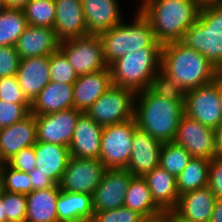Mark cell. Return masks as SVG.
Listing matches in <instances>:
<instances>
[{
  "mask_svg": "<svg viewBox=\"0 0 222 222\" xmlns=\"http://www.w3.org/2000/svg\"><path fill=\"white\" fill-rule=\"evenodd\" d=\"M49 62L50 56L20 59L16 77L24 96L30 103L51 81Z\"/></svg>",
  "mask_w": 222,
  "mask_h": 222,
  "instance_id": "21",
  "label": "cell"
},
{
  "mask_svg": "<svg viewBox=\"0 0 222 222\" xmlns=\"http://www.w3.org/2000/svg\"><path fill=\"white\" fill-rule=\"evenodd\" d=\"M61 40L53 28L28 25L15 45L20 59L50 56L60 48Z\"/></svg>",
  "mask_w": 222,
  "mask_h": 222,
  "instance_id": "18",
  "label": "cell"
},
{
  "mask_svg": "<svg viewBox=\"0 0 222 222\" xmlns=\"http://www.w3.org/2000/svg\"><path fill=\"white\" fill-rule=\"evenodd\" d=\"M2 200L3 204L5 205V214L7 221L26 220V194L10 193L2 190Z\"/></svg>",
  "mask_w": 222,
  "mask_h": 222,
  "instance_id": "37",
  "label": "cell"
},
{
  "mask_svg": "<svg viewBox=\"0 0 222 222\" xmlns=\"http://www.w3.org/2000/svg\"><path fill=\"white\" fill-rule=\"evenodd\" d=\"M135 118L103 127L99 160L106 169H125L131 155Z\"/></svg>",
  "mask_w": 222,
  "mask_h": 222,
  "instance_id": "8",
  "label": "cell"
},
{
  "mask_svg": "<svg viewBox=\"0 0 222 222\" xmlns=\"http://www.w3.org/2000/svg\"><path fill=\"white\" fill-rule=\"evenodd\" d=\"M36 143V117L30 112L22 120L0 129V164L6 163L21 149Z\"/></svg>",
  "mask_w": 222,
  "mask_h": 222,
  "instance_id": "15",
  "label": "cell"
},
{
  "mask_svg": "<svg viewBox=\"0 0 222 222\" xmlns=\"http://www.w3.org/2000/svg\"><path fill=\"white\" fill-rule=\"evenodd\" d=\"M162 142L151 137L147 132L136 128L132 138L131 155L127 169L133 176L143 177L159 166Z\"/></svg>",
  "mask_w": 222,
  "mask_h": 222,
  "instance_id": "16",
  "label": "cell"
},
{
  "mask_svg": "<svg viewBox=\"0 0 222 222\" xmlns=\"http://www.w3.org/2000/svg\"><path fill=\"white\" fill-rule=\"evenodd\" d=\"M208 187L216 198H222V159L214 157L210 160Z\"/></svg>",
  "mask_w": 222,
  "mask_h": 222,
  "instance_id": "43",
  "label": "cell"
},
{
  "mask_svg": "<svg viewBox=\"0 0 222 222\" xmlns=\"http://www.w3.org/2000/svg\"><path fill=\"white\" fill-rule=\"evenodd\" d=\"M28 25L54 28V0H31L23 9Z\"/></svg>",
  "mask_w": 222,
  "mask_h": 222,
  "instance_id": "33",
  "label": "cell"
},
{
  "mask_svg": "<svg viewBox=\"0 0 222 222\" xmlns=\"http://www.w3.org/2000/svg\"><path fill=\"white\" fill-rule=\"evenodd\" d=\"M30 110L31 104H15L0 100V129L22 120Z\"/></svg>",
  "mask_w": 222,
  "mask_h": 222,
  "instance_id": "38",
  "label": "cell"
},
{
  "mask_svg": "<svg viewBox=\"0 0 222 222\" xmlns=\"http://www.w3.org/2000/svg\"><path fill=\"white\" fill-rule=\"evenodd\" d=\"M106 170L99 159L70 157L59 183L60 190L93 196Z\"/></svg>",
  "mask_w": 222,
  "mask_h": 222,
  "instance_id": "11",
  "label": "cell"
},
{
  "mask_svg": "<svg viewBox=\"0 0 222 222\" xmlns=\"http://www.w3.org/2000/svg\"><path fill=\"white\" fill-rule=\"evenodd\" d=\"M172 212L161 210L155 214L141 217L139 222H172Z\"/></svg>",
  "mask_w": 222,
  "mask_h": 222,
  "instance_id": "45",
  "label": "cell"
},
{
  "mask_svg": "<svg viewBox=\"0 0 222 222\" xmlns=\"http://www.w3.org/2000/svg\"><path fill=\"white\" fill-rule=\"evenodd\" d=\"M192 157L212 160L216 157L214 130L183 114L173 141Z\"/></svg>",
  "mask_w": 222,
  "mask_h": 222,
  "instance_id": "12",
  "label": "cell"
},
{
  "mask_svg": "<svg viewBox=\"0 0 222 222\" xmlns=\"http://www.w3.org/2000/svg\"><path fill=\"white\" fill-rule=\"evenodd\" d=\"M177 1V0H176ZM179 1H185V2H195L194 0H179Z\"/></svg>",
  "mask_w": 222,
  "mask_h": 222,
  "instance_id": "55",
  "label": "cell"
},
{
  "mask_svg": "<svg viewBox=\"0 0 222 222\" xmlns=\"http://www.w3.org/2000/svg\"><path fill=\"white\" fill-rule=\"evenodd\" d=\"M124 206L137 212L142 217L161 211L152 198L146 180L141 176H133L130 180L124 198Z\"/></svg>",
  "mask_w": 222,
  "mask_h": 222,
  "instance_id": "29",
  "label": "cell"
},
{
  "mask_svg": "<svg viewBox=\"0 0 222 222\" xmlns=\"http://www.w3.org/2000/svg\"><path fill=\"white\" fill-rule=\"evenodd\" d=\"M143 178L147 182L156 205L161 210L173 211L179 199L176 177L157 166Z\"/></svg>",
  "mask_w": 222,
  "mask_h": 222,
  "instance_id": "26",
  "label": "cell"
},
{
  "mask_svg": "<svg viewBox=\"0 0 222 222\" xmlns=\"http://www.w3.org/2000/svg\"><path fill=\"white\" fill-rule=\"evenodd\" d=\"M76 222H95L93 219H84Z\"/></svg>",
  "mask_w": 222,
  "mask_h": 222,
  "instance_id": "54",
  "label": "cell"
},
{
  "mask_svg": "<svg viewBox=\"0 0 222 222\" xmlns=\"http://www.w3.org/2000/svg\"><path fill=\"white\" fill-rule=\"evenodd\" d=\"M20 57L15 46H0V78L15 76Z\"/></svg>",
  "mask_w": 222,
  "mask_h": 222,
  "instance_id": "41",
  "label": "cell"
},
{
  "mask_svg": "<svg viewBox=\"0 0 222 222\" xmlns=\"http://www.w3.org/2000/svg\"><path fill=\"white\" fill-rule=\"evenodd\" d=\"M162 48H141L114 61L110 66L112 84L135 93L150 88L161 69Z\"/></svg>",
  "mask_w": 222,
  "mask_h": 222,
  "instance_id": "5",
  "label": "cell"
},
{
  "mask_svg": "<svg viewBox=\"0 0 222 222\" xmlns=\"http://www.w3.org/2000/svg\"><path fill=\"white\" fill-rule=\"evenodd\" d=\"M31 0H5L7 8L23 9Z\"/></svg>",
  "mask_w": 222,
  "mask_h": 222,
  "instance_id": "48",
  "label": "cell"
},
{
  "mask_svg": "<svg viewBox=\"0 0 222 222\" xmlns=\"http://www.w3.org/2000/svg\"><path fill=\"white\" fill-rule=\"evenodd\" d=\"M141 215L131 209L122 206L114 210L94 212L95 222H139Z\"/></svg>",
  "mask_w": 222,
  "mask_h": 222,
  "instance_id": "40",
  "label": "cell"
},
{
  "mask_svg": "<svg viewBox=\"0 0 222 222\" xmlns=\"http://www.w3.org/2000/svg\"><path fill=\"white\" fill-rule=\"evenodd\" d=\"M0 189L10 193L28 194L32 192V182L28 173L0 164Z\"/></svg>",
  "mask_w": 222,
  "mask_h": 222,
  "instance_id": "34",
  "label": "cell"
},
{
  "mask_svg": "<svg viewBox=\"0 0 222 222\" xmlns=\"http://www.w3.org/2000/svg\"><path fill=\"white\" fill-rule=\"evenodd\" d=\"M132 177L127 169H107L92 196L94 212L124 206V198Z\"/></svg>",
  "mask_w": 222,
  "mask_h": 222,
  "instance_id": "14",
  "label": "cell"
},
{
  "mask_svg": "<svg viewBox=\"0 0 222 222\" xmlns=\"http://www.w3.org/2000/svg\"><path fill=\"white\" fill-rule=\"evenodd\" d=\"M59 49L65 54L78 75L93 73L108 67L98 35L63 40Z\"/></svg>",
  "mask_w": 222,
  "mask_h": 222,
  "instance_id": "10",
  "label": "cell"
},
{
  "mask_svg": "<svg viewBox=\"0 0 222 222\" xmlns=\"http://www.w3.org/2000/svg\"><path fill=\"white\" fill-rule=\"evenodd\" d=\"M28 174L32 182V191L49 189L57 185L52 179L48 178L42 172H39L37 168Z\"/></svg>",
  "mask_w": 222,
  "mask_h": 222,
  "instance_id": "44",
  "label": "cell"
},
{
  "mask_svg": "<svg viewBox=\"0 0 222 222\" xmlns=\"http://www.w3.org/2000/svg\"><path fill=\"white\" fill-rule=\"evenodd\" d=\"M6 9L5 0H0V12L5 11Z\"/></svg>",
  "mask_w": 222,
  "mask_h": 222,
  "instance_id": "52",
  "label": "cell"
},
{
  "mask_svg": "<svg viewBox=\"0 0 222 222\" xmlns=\"http://www.w3.org/2000/svg\"><path fill=\"white\" fill-rule=\"evenodd\" d=\"M135 92L112 85L85 112L102 127L122 123L134 118Z\"/></svg>",
  "mask_w": 222,
  "mask_h": 222,
  "instance_id": "7",
  "label": "cell"
},
{
  "mask_svg": "<svg viewBox=\"0 0 222 222\" xmlns=\"http://www.w3.org/2000/svg\"><path fill=\"white\" fill-rule=\"evenodd\" d=\"M92 196L85 193L61 191L57 200L58 222H76L93 219Z\"/></svg>",
  "mask_w": 222,
  "mask_h": 222,
  "instance_id": "28",
  "label": "cell"
},
{
  "mask_svg": "<svg viewBox=\"0 0 222 222\" xmlns=\"http://www.w3.org/2000/svg\"><path fill=\"white\" fill-rule=\"evenodd\" d=\"M210 160L192 157L184 170L178 175L177 190L179 196L209 184Z\"/></svg>",
  "mask_w": 222,
  "mask_h": 222,
  "instance_id": "30",
  "label": "cell"
},
{
  "mask_svg": "<svg viewBox=\"0 0 222 222\" xmlns=\"http://www.w3.org/2000/svg\"><path fill=\"white\" fill-rule=\"evenodd\" d=\"M82 113L73 107L55 113L35 115L37 142L69 147L76 122Z\"/></svg>",
  "mask_w": 222,
  "mask_h": 222,
  "instance_id": "13",
  "label": "cell"
},
{
  "mask_svg": "<svg viewBox=\"0 0 222 222\" xmlns=\"http://www.w3.org/2000/svg\"><path fill=\"white\" fill-rule=\"evenodd\" d=\"M210 222H222V198L216 199Z\"/></svg>",
  "mask_w": 222,
  "mask_h": 222,
  "instance_id": "47",
  "label": "cell"
},
{
  "mask_svg": "<svg viewBox=\"0 0 222 222\" xmlns=\"http://www.w3.org/2000/svg\"><path fill=\"white\" fill-rule=\"evenodd\" d=\"M192 155L174 142L163 143L160 150L159 166L176 178L184 170Z\"/></svg>",
  "mask_w": 222,
  "mask_h": 222,
  "instance_id": "32",
  "label": "cell"
},
{
  "mask_svg": "<svg viewBox=\"0 0 222 222\" xmlns=\"http://www.w3.org/2000/svg\"><path fill=\"white\" fill-rule=\"evenodd\" d=\"M109 67L89 74L78 75L73 84V107L86 112L112 86Z\"/></svg>",
  "mask_w": 222,
  "mask_h": 222,
  "instance_id": "20",
  "label": "cell"
},
{
  "mask_svg": "<svg viewBox=\"0 0 222 222\" xmlns=\"http://www.w3.org/2000/svg\"><path fill=\"white\" fill-rule=\"evenodd\" d=\"M27 26L22 9L7 8L0 12V46H15Z\"/></svg>",
  "mask_w": 222,
  "mask_h": 222,
  "instance_id": "31",
  "label": "cell"
},
{
  "mask_svg": "<svg viewBox=\"0 0 222 222\" xmlns=\"http://www.w3.org/2000/svg\"><path fill=\"white\" fill-rule=\"evenodd\" d=\"M216 157L222 159V123L214 129Z\"/></svg>",
  "mask_w": 222,
  "mask_h": 222,
  "instance_id": "46",
  "label": "cell"
},
{
  "mask_svg": "<svg viewBox=\"0 0 222 222\" xmlns=\"http://www.w3.org/2000/svg\"><path fill=\"white\" fill-rule=\"evenodd\" d=\"M161 70L186 93L215 80L219 71L196 50L181 41L162 46Z\"/></svg>",
  "mask_w": 222,
  "mask_h": 222,
  "instance_id": "3",
  "label": "cell"
},
{
  "mask_svg": "<svg viewBox=\"0 0 222 222\" xmlns=\"http://www.w3.org/2000/svg\"><path fill=\"white\" fill-rule=\"evenodd\" d=\"M88 35H99L124 20L118 0H81Z\"/></svg>",
  "mask_w": 222,
  "mask_h": 222,
  "instance_id": "23",
  "label": "cell"
},
{
  "mask_svg": "<svg viewBox=\"0 0 222 222\" xmlns=\"http://www.w3.org/2000/svg\"><path fill=\"white\" fill-rule=\"evenodd\" d=\"M138 10L150 22L156 41H181L184 33L197 21L200 7L195 2L179 0H141Z\"/></svg>",
  "mask_w": 222,
  "mask_h": 222,
  "instance_id": "2",
  "label": "cell"
},
{
  "mask_svg": "<svg viewBox=\"0 0 222 222\" xmlns=\"http://www.w3.org/2000/svg\"><path fill=\"white\" fill-rule=\"evenodd\" d=\"M0 222H7V218L5 214V205L3 204L1 189H0Z\"/></svg>",
  "mask_w": 222,
  "mask_h": 222,
  "instance_id": "50",
  "label": "cell"
},
{
  "mask_svg": "<svg viewBox=\"0 0 222 222\" xmlns=\"http://www.w3.org/2000/svg\"><path fill=\"white\" fill-rule=\"evenodd\" d=\"M60 193L59 185L55 187L34 190L26 194L27 222H58L57 200Z\"/></svg>",
  "mask_w": 222,
  "mask_h": 222,
  "instance_id": "27",
  "label": "cell"
},
{
  "mask_svg": "<svg viewBox=\"0 0 222 222\" xmlns=\"http://www.w3.org/2000/svg\"><path fill=\"white\" fill-rule=\"evenodd\" d=\"M181 42L204 55L222 72V3L201 7L197 21L184 33Z\"/></svg>",
  "mask_w": 222,
  "mask_h": 222,
  "instance_id": "6",
  "label": "cell"
},
{
  "mask_svg": "<svg viewBox=\"0 0 222 222\" xmlns=\"http://www.w3.org/2000/svg\"><path fill=\"white\" fill-rule=\"evenodd\" d=\"M134 17L132 23L127 24L123 20L98 35L108 67L125 54L141 48H162L163 45L156 41L150 22L138 9Z\"/></svg>",
  "mask_w": 222,
  "mask_h": 222,
  "instance_id": "4",
  "label": "cell"
},
{
  "mask_svg": "<svg viewBox=\"0 0 222 222\" xmlns=\"http://www.w3.org/2000/svg\"><path fill=\"white\" fill-rule=\"evenodd\" d=\"M103 127L83 112L77 122L69 145L70 156L99 159Z\"/></svg>",
  "mask_w": 222,
  "mask_h": 222,
  "instance_id": "17",
  "label": "cell"
},
{
  "mask_svg": "<svg viewBox=\"0 0 222 222\" xmlns=\"http://www.w3.org/2000/svg\"><path fill=\"white\" fill-rule=\"evenodd\" d=\"M73 85L50 81L31 103L33 115H44L73 108Z\"/></svg>",
  "mask_w": 222,
  "mask_h": 222,
  "instance_id": "24",
  "label": "cell"
},
{
  "mask_svg": "<svg viewBox=\"0 0 222 222\" xmlns=\"http://www.w3.org/2000/svg\"><path fill=\"white\" fill-rule=\"evenodd\" d=\"M0 100L15 104H31L24 96L16 75L0 78Z\"/></svg>",
  "mask_w": 222,
  "mask_h": 222,
  "instance_id": "39",
  "label": "cell"
},
{
  "mask_svg": "<svg viewBox=\"0 0 222 222\" xmlns=\"http://www.w3.org/2000/svg\"><path fill=\"white\" fill-rule=\"evenodd\" d=\"M155 95L162 96L171 101H181L185 103L184 90L161 69L151 82L149 88Z\"/></svg>",
  "mask_w": 222,
  "mask_h": 222,
  "instance_id": "36",
  "label": "cell"
},
{
  "mask_svg": "<svg viewBox=\"0 0 222 222\" xmlns=\"http://www.w3.org/2000/svg\"><path fill=\"white\" fill-rule=\"evenodd\" d=\"M216 199L208 186L186 192L179 196L173 213L184 222H210Z\"/></svg>",
  "mask_w": 222,
  "mask_h": 222,
  "instance_id": "19",
  "label": "cell"
},
{
  "mask_svg": "<svg viewBox=\"0 0 222 222\" xmlns=\"http://www.w3.org/2000/svg\"><path fill=\"white\" fill-rule=\"evenodd\" d=\"M49 70L51 81L57 83L73 85L78 78V74L60 49L50 55Z\"/></svg>",
  "mask_w": 222,
  "mask_h": 222,
  "instance_id": "35",
  "label": "cell"
},
{
  "mask_svg": "<svg viewBox=\"0 0 222 222\" xmlns=\"http://www.w3.org/2000/svg\"><path fill=\"white\" fill-rule=\"evenodd\" d=\"M6 164L16 170H20L25 173H30L36 168V157L34 146L21 149L12 158H10Z\"/></svg>",
  "mask_w": 222,
  "mask_h": 222,
  "instance_id": "42",
  "label": "cell"
},
{
  "mask_svg": "<svg viewBox=\"0 0 222 222\" xmlns=\"http://www.w3.org/2000/svg\"><path fill=\"white\" fill-rule=\"evenodd\" d=\"M34 150L36 168L59 185L71 157L69 147L37 142Z\"/></svg>",
  "mask_w": 222,
  "mask_h": 222,
  "instance_id": "25",
  "label": "cell"
},
{
  "mask_svg": "<svg viewBox=\"0 0 222 222\" xmlns=\"http://www.w3.org/2000/svg\"><path fill=\"white\" fill-rule=\"evenodd\" d=\"M183 114L184 104L181 101L155 95L150 89L135 94L134 118L137 127L162 143L174 141Z\"/></svg>",
  "mask_w": 222,
  "mask_h": 222,
  "instance_id": "1",
  "label": "cell"
},
{
  "mask_svg": "<svg viewBox=\"0 0 222 222\" xmlns=\"http://www.w3.org/2000/svg\"><path fill=\"white\" fill-rule=\"evenodd\" d=\"M194 1L200 8L209 5H215L217 3H222V0H194Z\"/></svg>",
  "mask_w": 222,
  "mask_h": 222,
  "instance_id": "49",
  "label": "cell"
},
{
  "mask_svg": "<svg viewBox=\"0 0 222 222\" xmlns=\"http://www.w3.org/2000/svg\"><path fill=\"white\" fill-rule=\"evenodd\" d=\"M218 91H219L220 103L222 107V72L218 73Z\"/></svg>",
  "mask_w": 222,
  "mask_h": 222,
  "instance_id": "51",
  "label": "cell"
},
{
  "mask_svg": "<svg viewBox=\"0 0 222 222\" xmlns=\"http://www.w3.org/2000/svg\"><path fill=\"white\" fill-rule=\"evenodd\" d=\"M7 222H27L26 220H22V221H7Z\"/></svg>",
  "mask_w": 222,
  "mask_h": 222,
  "instance_id": "56",
  "label": "cell"
},
{
  "mask_svg": "<svg viewBox=\"0 0 222 222\" xmlns=\"http://www.w3.org/2000/svg\"><path fill=\"white\" fill-rule=\"evenodd\" d=\"M172 222H184V221H182L181 219H179L178 217H176V216L174 215V213L172 212Z\"/></svg>",
  "mask_w": 222,
  "mask_h": 222,
  "instance_id": "53",
  "label": "cell"
},
{
  "mask_svg": "<svg viewBox=\"0 0 222 222\" xmlns=\"http://www.w3.org/2000/svg\"><path fill=\"white\" fill-rule=\"evenodd\" d=\"M184 114L213 130L222 123L218 74L214 81L185 93Z\"/></svg>",
  "mask_w": 222,
  "mask_h": 222,
  "instance_id": "9",
  "label": "cell"
},
{
  "mask_svg": "<svg viewBox=\"0 0 222 222\" xmlns=\"http://www.w3.org/2000/svg\"><path fill=\"white\" fill-rule=\"evenodd\" d=\"M56 16L54 30L63 41L88 35L81 0H54Z\"/></svg>",
  "mask_w": 222,
  "mask_h": 222,
  "instance_id": "22",
  "label": "cell"
}]
</instances>
